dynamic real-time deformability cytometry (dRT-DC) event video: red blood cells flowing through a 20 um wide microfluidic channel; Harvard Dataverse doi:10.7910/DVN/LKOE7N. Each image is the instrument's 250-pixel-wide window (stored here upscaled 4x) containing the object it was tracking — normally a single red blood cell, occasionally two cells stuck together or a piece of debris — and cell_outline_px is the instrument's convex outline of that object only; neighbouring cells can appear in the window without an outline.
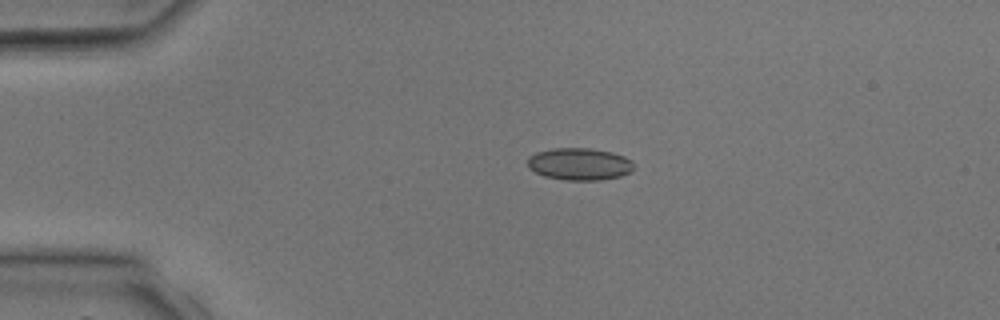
{"species": "common noctule bat (a hibernating species)", "species_latin": "Nyctalus noctula", "temperature_condition": "room temperature", "stored_images_in_passage": 4, "camera_frame_rate_fps": 3000, "um_per_image_px": 0.085, "animal": {"sex": "male", "body_mass_g": 17.9, "forearm_length_mm": 54.2}, "frame": {"image": 1, "passage_image": 3, "time_ms": 2.667, "image_size_px": [1000, 320], "cell_outline_px": [[632, 172], [620, 176], [600, 180], [564, 180], [544, 176], [528, 168], [528, 156], [536, 152], [552, 148], [588, 148], [612, 152], [624, 156], [632, 160]], "centroid_in_image_um": [49.24, 13.94], "position_along_channel_um": 35.8, "area_um2": 20.0}}